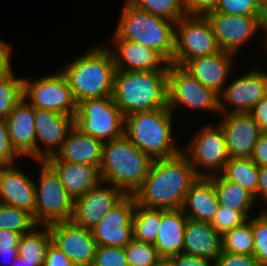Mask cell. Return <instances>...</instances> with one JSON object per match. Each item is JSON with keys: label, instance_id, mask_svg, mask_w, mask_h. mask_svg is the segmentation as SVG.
I'll return each instance as SVG.
<instances>
[{"label": "cell", "instance_id": "1", "mask_svg": "<svg viewBox=\"0 0 267 266\" xmlns=\"http://www.w3.org/2000/svg\"><path fill=\"white\" fill-rule=\"evenodd\" d=\"M199 178L181 152L154 160L142 185L134 192L138 205L157 209H182L186 193Z\"/></svg>", "mask_w": 267, "mask_h": 266}, {"label": "cell", "instance_id": "35", "mask_svg": "<svg viewBox=\"0 0 267 266\" xmlns=\"http://www.w3.org/2000/svg\"><path fill=\"white\" fill-rule=\"evenodd\" d=\"M135 7L176 23L185 16L183 0H127Z\"/></svg>", "mask_w": 267, "mask_h": 266}, {"label": "cell", "instance_id": "28", "mask_svg": "<svg viewBox=\"0 0 267 266\" xmlns=\"http://www.w3.org/2000/svg\"><path fill=\"white\" fill-rule=\"evenodd\" d=\"M187 217L182 209H162V218L155 241L161 257L170 258L183 253Z\"/></svg>", "mask_w": 267, "mask_h": 266}, {"label": "cell", "instance_id": "45", "mask_svg": "<svg viewBox=\"0 0 267 266\" xmlns=\"http://www.w3.org/2000/svg\"><path fill=\"white\" fill-rule=\"evenodd\" d=\"M43 266H74L69 258L52 242L47 249Z\"/></svg>", "mask_w": 267, "mask_h": 266}, {"label": "cell", "instance_id": "6", "mask_svg": "<svg viewBox=\"0 0 267 266\" xmlns=\"http://www.w3.org/2000/svg\"><path fill=\"white\" fill-rule=\"evenodd\" d=\"M111 39L137 42L159 53L169 64L175 51V23L135 7L127 0Z\"/></svg>", "mask_w": 267, "mask_h": 266}, {"label": "cell", "instance_id": "10", "mask_svg": "<svg viewBox=\"0 0 267 266\" xmlns=\"http://www.w3.org/2000/svg\"><path fill=\"white\" fill-rule=\"evenodd\" d=\"M182 153L187 157L199 177H209L220 174L229 155L226 147V138L220 124H207L192 137ZM205 168V170H199ZM209 172V173H208Z\"/></svg>", "mask_w": 267, "mask_h": 266}, {"label": "cell", "instance_id": "40", "mask_svg": "<svg viewBox=\"0 0 267 266\" xmlns=\"http://www.w3.org/2000/svg\"><path fill=\"white\" fill-rule=\"evenodd\" d=\"M246 220H248V218L241 211L232 210L220 205L210 224L216 232L223 236Z\"/></svg>", "mask_w": 267, "mask_h": 266}, {"label": "cell", "instance_id": "26", "mask_svg": "<svg viewBox=\"0 0 267 266\" xmlns=\"http://www.w3.org/2000/svg\"><path fill=\"white\" fill-rule=\"evenodd\" d=\"M220 204L209 177H199L186 193L182 210L187 218L211 223Z\"/></svg>", "mask_w": 267, "mask_h": 266}, {"label": "cell", "instance_id": "56", "mask_svg": "<svg viewBox=\"0 0 267 266\" xmlns=\"http://www.w3.org/2000/svg\"><path fill=\"white\" fill-rule=\"evenodd\" d=\"M263 30H264V33H265V38H264V47L266 48V50H267V23L266 24H264V28H263Z\"/></svg>", "mask_w": 267, "mask_h": 266}, {"label": "cell", "instance_id": "4", "mask_svg": "<svg viewBox=\"0 0 267 266\" xmlns=\"http://www.w3.org/2000/svg\"><path fill=\"white\" fill-rule=\"evenodd\" d=\"M173 113L168 108L135 112L125 116L124 135L153 160L182 152L173 137Z\"/></svg>", "mask_w": 267, "mask_h": 266}, {"label": "cell", "instance_id": "3", "mask_svg": "<svg viewBox=\"0 0 267 266\" xmlns=\"http://www.w3.org/2000/svg\"><path fill=\"white\" fill-rule=\"evenodd\" d=\"M110 47L95 45L60 69L69 82L76 103L87 98L112 96L116 67Z\"/></svg>", "mask_w": 267, "mask_h": 266}, {"label": "cell", "instance_id": "47", "mask_svg": "<svg viewBox=\"0 0 267 266\" xmlns=\"http://www.w3.org/2000/svg\"><path fill=\"white\" fill-rule=\"evenodd\" d=\"M170 258L172 259L174 266H213V261L207 258L186 253H180Z\"/></svg>", "mask_w": 267, "mask_h": 266}, {"label": "cell", "instance_id": "11", "mask_svg": "<svg viewBox=\"0 0 267 266\" xmlns=\"http://www.w3.org/2000/svg\"><path fill=\"white\" fill-rule=\"evenodd\" d=\"M23 98L35 109H45L74 116L77 103L65 74L55 73L31 81L23 78Z\"/></svg>", "mask_w": 267, "mask_h": 266}, {"label": "cell", "instance_id": "8", "mask_svg": "<svg viewBox=\"0 0 267 266\" xmlns=\"http://www.w3.org/2000/svg\"><path fill=\"white\" fill-rule=\"evenodd\" d=\"M41 166L36 188V206L34 220L37 225H50L70 221L73 214L74 200L63 186L59 175L45 161Z\"/></svg>", "mask_w": 267, "mask_h": 266}, {"label": "cell", "instance_id": "2", "mask_svg": "<svg viewBox=\"0 0 267 266\" xmlns=\"http://www.w3.org/2000/svg\"><path fill=\"white\" fill-rule=\"evenodd\" d=\"M113 101L125 116L168 105V69L115 71Z\"/></svg>", "mask_w": 267, "mask_h": 266}, {"label": "cell", "instance_id": "54", "mask_svg": "<svg viewBox=\"0 0 267 266\" xmlns=\"http://www.w3.org/2000/svg\"><path fill=\"white\" fill-rule=\"evenodd\" d=\"M261 20L263 25L267 23V0L261 3Z\"/></svg>", "mask_w": 267, "mask_h": 266}, {"label": "cell", "instance_id": "18", "mask_svg": "<svg viewBox=\"0 0 267 266\" xmlns=\"http://www.w3.org/2000/svg\"><path fill=\"white\" fill-rule=\"evenodd\" d=\"M36 161L55 155L75 126V117L52 110L35 109ZM42 143L43 148L39 144Z\"/></svg>", "mask_w": 267, "mask_h": 266}, {"label": "cell", "instance_id": "53", "mask_svg": "<svg viewBox=\"0 0 267 266\" xmlns=\"http://www.w3.org/2000/svg\"><path fill=\"white\" fill-rule=\"evenodd\" d=\"M153 266H174L171 258L161 257Z\"/></svg>", "mask_w": 267, "mask_h": 266}, {"label": "cell", "instance_id": "32", "mask_svg": "<svg viewBox=\"0 0 267 266\" xmlns=\"http://www.w3.org/2000/svg\"><path fill=\"white\" fill-rule=\"evenodd\" d=\"M162 218V209L148 208L136 203L132 216L133 238L155 244Z\"/></svg>", "mask_w": 267, "mask_h": 266}, {"label": "cell", "instance_id": "20", "mask_svg": "<svg viewBox=\"0 0 267 266\" xmlns=\"http://www.w3.org/2000/svg\"><path fill=\"white\" fill-rule=\"evenodd\" d=\"M15 165L0 166V203L27 211L34 218L37 183Z\"/></svg>", "mask_w": 267, "mask_h": 266}, {"label": "cell", "instance_id": "55", "mask_svg": "<svg viewBox=\"0 0 267 266\" xmlns=\"http://www.w3.org/2000/svg\"><path fill=\"white\" fill-rule=\"evenodd\" d=\"M11 266H37L34 265L33 263H28V262H23L18 256L17 258L13 261Z\"/></svg>", "mask_w": 267, "mask_h": 266}, {"label": "cell", "instance_id": "14", "mask_svg": "<svg viewBox=\"0 0 267 266\" xmlns=\"http://www.w3.org/2000/svg\"><path fill=\"white\" fill-rule=\"evenodd\" d=\"M267 95V71L253 69L236 78L219 94L220 114L246 113ZM232 105L228 110L227 105Z\"/></svg>", "mask_w": 267, "mask_h": 266}, {"label": "cell", "instance_id": "30", "mask_svg": "<svg viewBox=\"0 0 267 266\" xmlns=\"http://www.w3.org/2000/svg\"><path fill=\"white\" fill-rule=\"evenodd\" d=\"M34 227L30 232L21 235L17 245L18 257L23 262L43 266L46 252L52 239L47 225H40L42 229Z\"/></svg>", "mask_w": 267, "mask_h": 266}, {"label": "cell", "instance_id": "48", "mask_svg": "<svg viewBox=\"0 0 267 266\" xmlns=\"http://www.w3.org/2000/svg\"><path fill=\"white\" fill-rule=\"evenodd\" d=\"M22 234L12 230H0V252H18L17 245Z\"/></svg>", "mask_w": 267, "mask_h": 266}, {"label": "cell", "instance_id": "9", "mask_svg": "<svg viewBox=\"0 0 267 266\" xmlns=\"http://www.w3.org/2000/svg\"><path fill=\"white\" fill-rule=\"evenodd\" d=\"M220 51L206 16L185 15L175 23L174 64L184 66L193 58Z\"/></svg>", "mask_w": 267, "mask_h": 266}, {"label": "cell", "instance_id": "19", "mask_svg": "<svg viewBox=\"0 0 267 266\" xmlns=\"http://www.w3.org/2000/svg\"><path fill=\"white\" fill-rule=\"evenodd\" d=\"M218 122L224 131L229 158H250L262 131L249 113H227Z\"/></svg>", "mask_w": 267, "mask_h": 266}, {"label": "cell", "instance_id": "16", "mask_svg": "<svg viewBox=\"0 0 267 266\" xmlns=\"http://www.w3.org/2000/svg\"><path fill=\"white\" fill-rule=\"evenodd\" d=\"M126 195L120 188L101 181L74 200L71 221L83 228L92 229Z\"/></svg>", "mask_w": 267, "mask_h": 266}, {"label": "cell", "instance_id": "42", "mask_svg": "<svg viewBox=\"0 0 267 266\" xmlns=\"http://www.w3.org/2000/svg\"><path fill=\"white\" fill-rule=\"evenodd\" d=\"M21 156L12 147L5 120H0V166H10Z\"/></svg>", "mask_w": 267, "mask_h": 266}, {"label": "cell", "instance_id": "27", "mask_svg": "<svg viewBox=\"0 0 267 266\" xmlns=\"http://www.w3.org/2000/svg\"><path fill=\"white\" fill-rule=\"evenodd\" d=\"M46 162L59 175L63 186L73 200L84 195L102 181L98 166L68 161Z\"/></svg>", "mask_w": 267, "mask_h": 266}, {"label": "cell", "instance_id": "39", "mask_svg": "<svg viewBox=\"0 0 267 266\" xmlns=\"http://www.w3.org/2000/svg\"><path fill=\"white\" fill-rule=\"evenodd\" d=\"M212 12L232 15L261 16V3L257 0H218Z\"/></svg>", "mask_w": 267, "mask_h": 266}, {"label": "cell", "instance_id": "37", "mask_svg": "<svg viewBox=\"0 0 267 266\" xmlns=\"http://www.w3.org/2000/svg\"><path fill=\"white\" fill-rule=\"evenodd\" d=\"M124 250L129 266H153L161 258L154 244L134 238L124 247Z\"/></svg>", "mask_w": 267, "mask_h": 266}, {"label": "cell", "instance_id": "51", "mask_svg": "<svg viewBox=\"0 0 267 266\" xmlns=\"http://www.w3.org/2000/svg\"><path fill=\"white\" fill-rule=\"evenodd\" d=\"M267 204V167H259L258 173V200Z\"/></svg>", "mask_w": 267, "mask_h": 266}, {"label": "cell", "instance_id": "38", "mask_svg": "<svg viewBox=\"0 0 267 266\" xmlns=\"http://www.w3.org/2000/svg\"><path fill=\"white\" fill-rule=\"evenodd\" d=\"M255 217L251 216L254 238L253 257L259 266L267 265V208L264 207Z\"/></svg>", "mask_w": 267, "mask_h": 266}, {"label": "cell", "instance_id": "44", "mask_svg": "<svg viewBox=\"0 0 267 266\" xmlns=\"http://www.w3.org/2000/svg\"><path fill=\"white\" fill-rule=\"evenodd\" d=\"M218 0H183L186 15L205 16L215 10Z\"/></svg>", "mask_w": 267, "mask_h": 266}, {"label": "cell", "instance_id": "31", "mask_svg": "<svg viewBox=\"0 0 267 266\" xmlns=\"http://www.w3.org/2000/svg\"><path fill=\"white\" fill-rule=\"evenodd\" d=\"M259 167L251 158H229L220 173L225 179L233 181L258 199Z\"/></svg>", "mask_w": 267, "mask_h": 266}, {"label": "cell", "instance_id": "49", "mask_svg": "<svg viewBox=\"0 0 267 266\" xmlns=\"http://www.w3.org/2000/svg\"><path fill=\"white\" fill-rule=\"evenodd\" d=\"M262 132H267V95L263 97L249 112Z\"/></svg>", "mask_w": 267, "mask_h": 266}, {"label": "cell", "instance_id": "52", "mask_svg": "<svg viewBox=\"0 0 267 266\" xmlns=\"http://www.w3.org/2000/svg\"><path fill=\"white\" fill-rule=\"evenodd\" d=\"M18 252H0V258L7 259L9 261H6L7 263L3 265V263H0V266H11L13 261L17 258ZM7 257V258H5ZM5 261V260H4ZM9 262V263H8Z\"/></svg>", "mask_w": 267, "mask_h": 266}, {"label": "cell", "instance_id": "22", "mask_svg": "<svg viewBox=\"0 0 267 266\" xmlns=\"http://www.w3.org/2000/svg\"><path fill=\"white\" fill-rule=\"evenodd\" d=\"M35 108L22 98L5 119L12 147L20 156L36 159Z\"/></svg>", "mask_w": 267, "mask_h": 266}, {"label": "cell", "instance_id": "5", "mask_svg": "<svg viewBox=\"0 0 267 266\" xmlns=\"http://www.w3.org/2000/svg\"><path fill=\"white\" fill-rule=\"evenodd\" d=\"M153 161L122 135L103 143L101 179L104 183L120 188L126 194H134L145 180Z\"/></svg>", "mask_w": 267, "mask_h": 266}, {"label": "cell", "instance_id": "25", "mask_svg": "<svg viewBox=\"0 0 267 266\" xmlns=\"http://www.w3.org/2000/svg\"><path fill=\"white\" fill-rule=\"evenodd\" d=\"M183 253L215 261L222 254V236L209 222L187 219Z\"/></svg>", "mask_w": 267, "mask_h": 266}, {"label": "cell", "instance_id": "24", "mask_svg": "<svg viewBox=\"0 0 267 266\" xmlns=\"http://www.w3.org/2000/svg\"><path fill=\"white\" fill-rule=\"evenodd\" d=\"M103 142L83 134L78 128L70 131L61 148L45 161H68L100 168Z\"/></svg>", "mask_w": 267, "mask_h": 266}, {"label": "cell", "instance_id": "21", "mask_svg": "<svg viewBox=\"0 0 267 266\" xmlns=\"http://www.w3.org/2000/svg\"><path fill=\"white\" fill-rule=\"evenodd\" d=\"M116 71H154L168 69V62L155 50L125 39H112Z\"/></svg>", "mask_w": 267, "mask_h": 266}, {"label": "cell", "instance_id": "33", "mask_svg": "<svg viewBox=\"0 0 267 266\" xmlns=\"http://www.w3.org/2000/svg\"><path fill=\"white\" fill-rule=\"evenodd\" d=\"M251 217L222 236V252L253 256Z\"/></svg>", "mask_w": 267, "mask_h": 266}, {"label": "cell", "instance_id": "43", "mask_svg": "<svg viewBox=\"0 0 267 266\" xmlns=\"http://www.w3.org/2000/svg\"><path fill=\"white\" fill-rule=\"evenodd\" d=\"M213 266H259V264L253 256L222 252L213 262Z\"/></svg>", "mask_w": 267, "mask_h": 266}, {"label": "cell", "instance_id": "17", "mask_svg": "<svg viewBox=\"0 0 267 266\" xmlns=\"http://www.w3.org/2000/svg\"><path fill=\"white\" fill-rule=\"evenodd\" d=\"M136 200L127 194L92 229L97 246L125 247L133 238L132 216Z\"/></svg>", "mask_w": 267, "mask_h": 266}, {"label": "cell", "instance_id": "7", "mask_svg": "<svg viewBox=\"0 0 267 266\" xmlns=\"http://www.w3.org/2000/svg\"><path fill=\"white\" fill-rule=\"evenodd\" d=\"M125 117L112 96L87 98L77 103L75 127L103 143L124 135Z\"/></svg>", "mask_w": 267, "mask_h": 266}, {"label": "cell", "instance_id": "29", "mask_svg": "<svg viewBox=\"0 0 267 266\" xmlns=\"http://www.w3.org/2000/svg\"><path fill=\"white\" fill-rule=\"evenodd\" d=\"M213 181L218 202L221 206L232 210L241 211L250 218V211L255 205V197L237 183L225 179L221 174L209 176Z\"/></svg>", "mask_w": 267, "mask_h": 266}, {"label": "cell", "instance_id": "15", "mask_svg": "<svg viewBox=\"0 0 267 266\" xmlns=\"http://www.w3.org/2000/svg\"><path fill=\"white\" fill-rule=\"evenodd\" d=\"M52 243L74 266H92L97 243L91 229L74 224L71 220L48 225Z\"/></svg>", "mask_w": 267, "mask_h": 266}, {"label": "cell", "instance_id": "36", "mask_svg": "<svg viewBox=\"0 0 267 266\" xmlns=\"http://www.w3.org/2000/svg\"><path fill=\"white\" fill-rule=\"evenodd\" d=\"M36 226L33 216L27 211L0 203V230L8 229L24 234Z\"/></svg>", "mask_w": 267, "mask_h": 266}, {"label": "cell", "instance_id": "41", "mask_svg": "<svg viewBox=\"0 0 267 266\" xmlns=\"http://www.w3.org/2000/svg\"><path fill=\"white\" fill-rule=\"evenodd\" d=\"M92 266H129L124 247L97 246Z\"/></svg>", "mask_w": 267, "mask_h": 266}, {"label": "cell", "instance_id": "50", "mask_svg": "<svg viewBox=\"0 0 267 266\" xmlns=\"http://www.w3.org/2000/svg\"><path fill=\"white\" fill-rule=\"evenodd\" d=\"M12 48L0 39V78L11 68Z\"/></svg>", "mask_w": 267, "mask_h": 266}, {"label": "cell", "instance_id": "12", "mask_svg": "<svg viewBox=\"0 0 267 266\" xmlns=\"http://www.w3.org/2000/svg\"><path fill=\"white\" fill-rule=\"evenodd\" d=\"M219 112V95L205 87L183 66L168 64V108L172 113L177 107Z\"/></svg>", "mask_w": 267, "mask_h": 266}, {"label": "cell", "instance_id": "23", "mask_svg": "<svg viewBox=\"0 0 267 266\" xmlns=\"http://www.w3.org/2000/svg\"><path fill=\"white\" fill-rule=\"evenodd\" d=\"M235 56V54L221 50L213 55L193 58L183 67L201 84L219 95L227 84Z\"/></svg>", "mask_w": 267, "mask_h": 266}, {"label": "cell", "instance_id": "13", "mask_svg": "<svg viewBox=\"0 0 267 266\" xmlns=\"http://www.w3.org/2000/svg\"><path fill=\"white\" fill-rule=\"evenodd\" d=\"M211 24L219 48L237 54L264 25L261 16L232 15L209 12L205 15Z\"/></svg>", "mask_w": 267, "mask_h": 266}, {"label": "cell", "instance_id": "46", "mask_svg": "<svg viewBox=\"0 0 267 266\" xmlns=\"http://www.w3.org/2000/svg\"><path fill=\"white\" fill-rule=\"evenodd\" d=\"M258 167H267V132H262L250 157Z\"/></svg>", "mask_w": 267, "mask_h": 266}, {"label": "cell", "instance_id": "34", "mask_svg": "<svg viewBox=\"0 0 267 266\" xmlns=\"http://www.w3.org/2000/svg\"><path fill=\"white\" fill-rule=\"evenodd\" d=\"M12 67L0 78V120H5L23 98V78H16Z\"/></svg>", "mask_w": 267, "mask_h": 266}]
</instances>
